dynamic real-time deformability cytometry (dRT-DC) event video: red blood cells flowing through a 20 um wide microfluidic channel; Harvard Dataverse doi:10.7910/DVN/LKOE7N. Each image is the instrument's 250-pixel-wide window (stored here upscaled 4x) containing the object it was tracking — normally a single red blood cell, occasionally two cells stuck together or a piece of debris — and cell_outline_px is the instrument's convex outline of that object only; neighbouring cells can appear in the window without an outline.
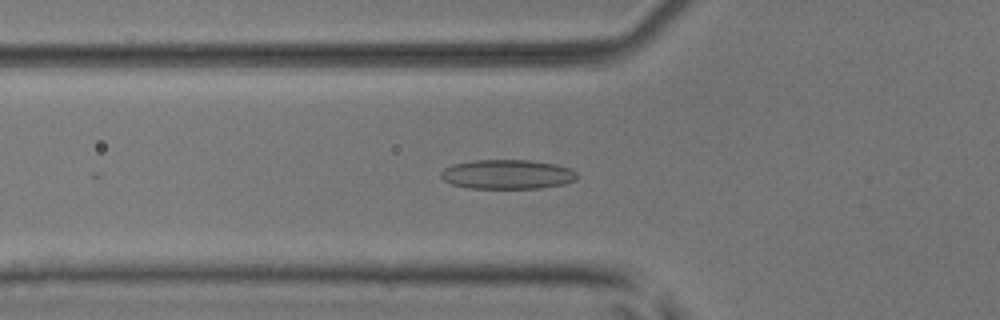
{"species": "common noctule bat (a hibernating species)", "species_latin": "Nyctalus noctula", "temperature_condition": "room temperature", "stored_images_in_passage": 41, "camera_frame_rate_fps": 3000, "um_per_image_px": 0.085, "animal": {"sex": "male", "body_mass_g": 17.9, "forearm_length_mm": 54.2}, "frame": {"image": 1, "passage_image": 19, "time_ms": 6.0, "image_size_px": [1000, 320], "cell_outline_px": [[576, 180], [564, 184], [540, 188], [468, 188], [452, 184], [444, 180], [440, 176], [440, 172], [444, 168], [452, 164], [476, 160], [528, 160], [556, 164], [572, 168], [576, 172]], "centroid_in_image_um": [43.13, 14.81], "position_along_channel_um": 82.7, "area_um2": 23.41}}
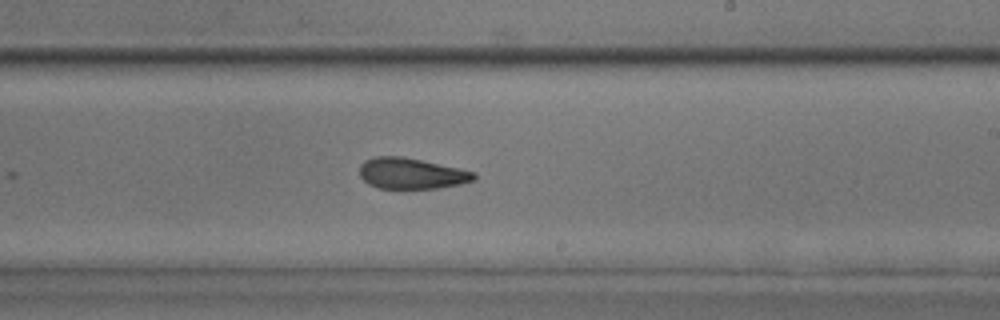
{"frame": {"image": 2, "passage_image": 32, "time_ms": 10.333, "image_size_px": [1000, 320], "cell_outline_px": [[476, 180], [460, 184], [436, 188], [376, 188], [368, 184], [360, 176], [360, 164], [364, 160], [376, 156], [400, 156], [460, 168], [476, 172]], "centroid_in_image_um": [34.97, 14.74], "position_along_channel_um": 254.0, "area_um2": 20.63}}
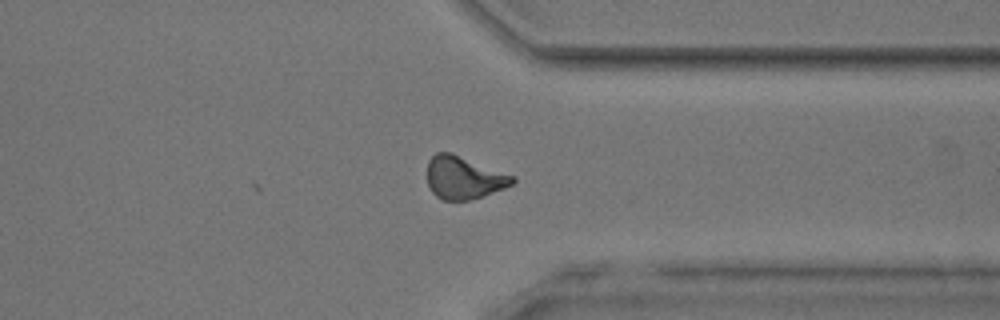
{"frame": {"image": 3, "passage_image": 41, "time_ms": 13.333, "image_size_px": [1000, 320], "cell_outline_px": [[516, 180], [512, 184], [504, 188], [468, 200], [444, 200], [436, 196], [432, 192], [428, 184], [428, 160], [436, 152], [452, 152], [516, 176]], "centroid_in_image_um": [39.42, 15.07], "position_along_channel_um": 372.0, "area_um2": 21.21}, "authors_computed_cell_mechanics": {"area_um2": 22.3108, "velocity_mm_per_s": 3.9541, "shape_relaxation_time_tau1_ms": null, "shape_relaxation_time_tau2_ms": 3.8275, "deformation_change_tau1": null, "deformation_change_tau2": 0.1255}}